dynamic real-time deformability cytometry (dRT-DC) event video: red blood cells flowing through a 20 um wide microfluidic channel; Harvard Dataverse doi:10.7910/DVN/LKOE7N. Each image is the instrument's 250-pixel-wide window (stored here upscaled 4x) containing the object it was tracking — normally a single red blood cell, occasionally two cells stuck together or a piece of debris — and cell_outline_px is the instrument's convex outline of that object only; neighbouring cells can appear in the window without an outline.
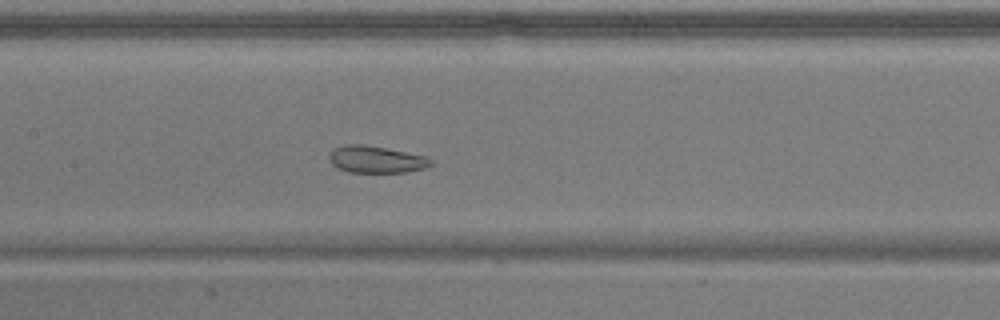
{"species": "common noctule bat (a hibernating species)", "species_latin": "Nyctalus noctula", "temperature_condition": "warm", "stored_images_in_passage": 51, "camera_frame_rate_fps": 3000, "um_per_image_px": 0.085, "animal": {"sex": "male", "body_mass_g": 17.9}, "frame": {"image": 1, "passage_image": 22, "time_ms": 7.0, "image_size_px": [1000, 320], "cell_outline_px": [[432, 164], [424, 168], [408, 172], [348, 172], [336, 168], [328, 160], [328, 152], [332, 148], [344, 144], [364, 144], [388, 148], [428, 156], [432, 160]], "centroid_in_image_um": [31.92, 13.53], "position_along_channel_um": 175.5, "area_um2": 16.42}}
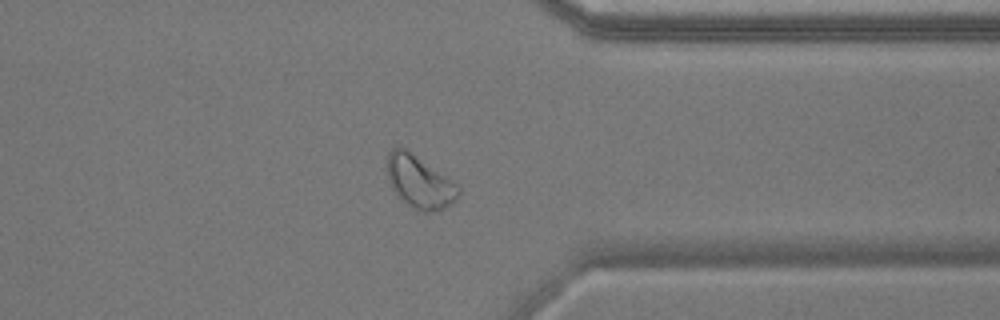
{"frame": {"image": 2, "passage_image": 39, "time_ms": 12.667, "image_size_px": [1000, 320], "cell_outline_px": [[460, 192], [456, 200], [444, 208], [432, 212], [424, 212], [408, 204], [392, 188], [388, 180], [388, 152], [392, 148], [404, 148], [460, 184]], "centroid_in_image_um": [35.72, 15.46], "position_along_channel_um": 375.7, "area_um2": 21.5}}
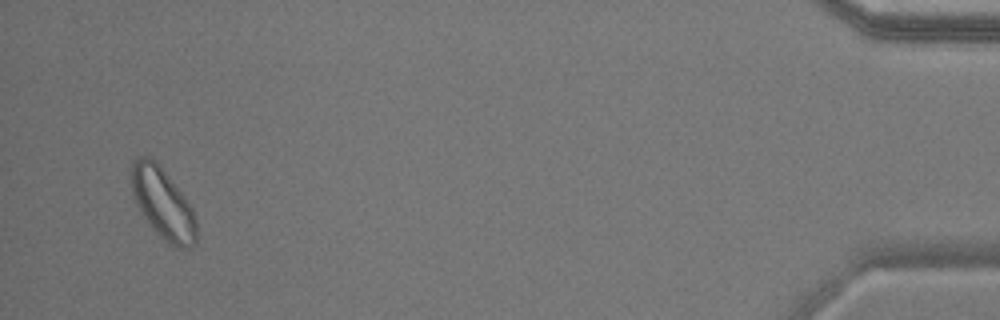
{"frame": {"image": 3, "passage_image": 49, "time_ms": 16.0, "image_size_px": [1000, 320], "cell_outline_px": [[196, 244], [184, 252], [168, 244], [152, 228], [136, 204], [132, 196], [132, 160], [136, 156], [144, 156], [152, 160], [168, 176], [184, 196], [192, 208], [196, 220]], "centroid_in_image_um": [13.86, 17.37], "position_along_channel_um": 421.3, "area_um2": 26.7}, "authors_computed_cell_mechanics": {"area_um2": 22.0796, "velocity_mm_per_s": 3.6475, "shape_relaxation_time_tau1_ms": null, "shape_relaxation_time_tau2_ms": 1.8459, "deformation_change_tau1": null, "deformation_change_tau2": 0.0862}}